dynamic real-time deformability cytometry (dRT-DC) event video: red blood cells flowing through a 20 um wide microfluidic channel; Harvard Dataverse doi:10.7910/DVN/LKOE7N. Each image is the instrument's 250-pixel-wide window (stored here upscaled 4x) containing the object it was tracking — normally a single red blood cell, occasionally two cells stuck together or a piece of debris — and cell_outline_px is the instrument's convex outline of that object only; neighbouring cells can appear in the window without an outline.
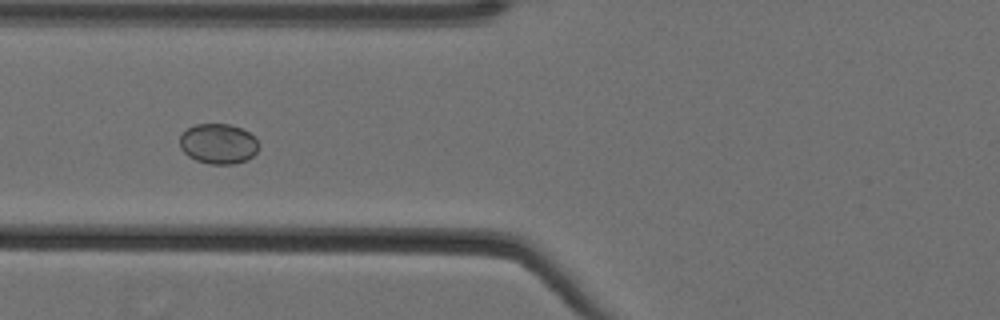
{"species": "Egyptian fruit bat (a non-hibernating species)", "species_latin": "Rousettus aegyptiacus", "temperature_condition": "cold", "stored_images_in_passage": 60, "camera_frame_rate_fps": 3000, "um_per_image_px": 0.085, "animal": {"sex": "female"}, "frame": {"image": 1, "passage_image": 27, "time_ms": 8.667, "image_size_px": [1000, 320], "cell_outline_px": [[260, 144], [256, 152], [248, 160], [232, 164], [208, 164], [196, 160], [188, 156], [180, 148], [180, 136], [188, 128], [196, 124], [228, 124], [240, 128], [248, 132]], "centroid_in_image_um": [18.55, 12.23], "position_along_channel_um": 107.3, "area_um2": 18.44}}
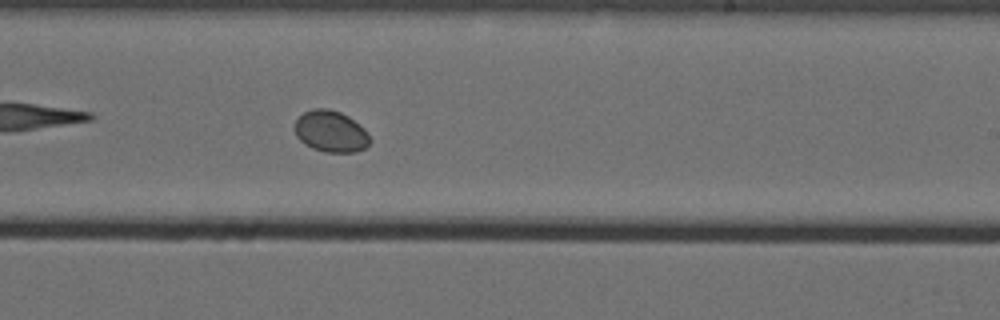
{"frame": {"image": 2, "passage_image": 40, "time_ms": 13.0, "image_size_px": [1000, 320], "cell_outline_px": [[372, 140], [364, 148], [356, 152], [324, 152], [312, 148], [304, 144], [296, 136], [292, 128], [296, 120], [304, 112], [312, 108], [328, 108], [340, 112], [348, 116], [364, 128], [368, 132]], "centroid_in_image_um": [28.1, 11.17], "position_along_channel_um": 260.9, "area_um2": 18.44}}
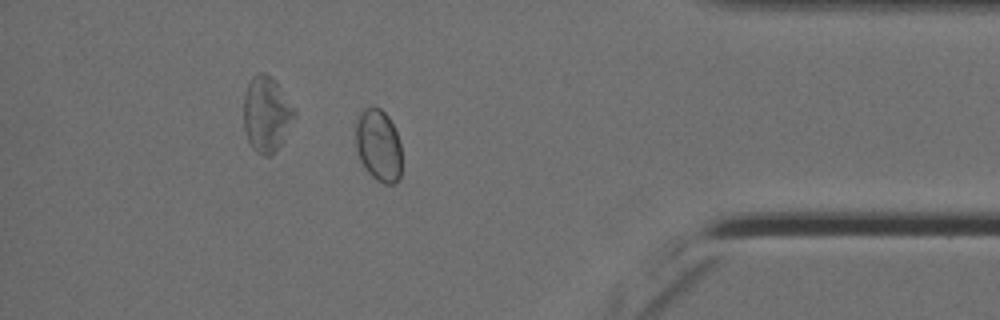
{"frame": {"image": 3, "passage_image": 54, "time_ms": 17.667, "image_size_px": [1000, 320], "cell_outline_px": [[400, 180], [392, 184], [384, 184], [376, 180], [368, 172], [360, 160], [356, 148], [356, 120], [360, 112], [364, 108], [372, 104], [380, 108], [388, 116], [396, 132], [400, 144]], "centroid_in_image_um": [32.15, 12.33], "position_along_channel_um": 403.0, "area_um2": 19.48}, "authors_computed_cell_mechanics": {"area_um2": 19.1896, "velocity_mm_per_s": 3.5491, "shape_relaxation_time_tau1_ms": null, "shape_relaxation_time_tau2_ms": 7.912, "deformation_change_tau1": null, "deformation_change_tau2": 0.0279}}